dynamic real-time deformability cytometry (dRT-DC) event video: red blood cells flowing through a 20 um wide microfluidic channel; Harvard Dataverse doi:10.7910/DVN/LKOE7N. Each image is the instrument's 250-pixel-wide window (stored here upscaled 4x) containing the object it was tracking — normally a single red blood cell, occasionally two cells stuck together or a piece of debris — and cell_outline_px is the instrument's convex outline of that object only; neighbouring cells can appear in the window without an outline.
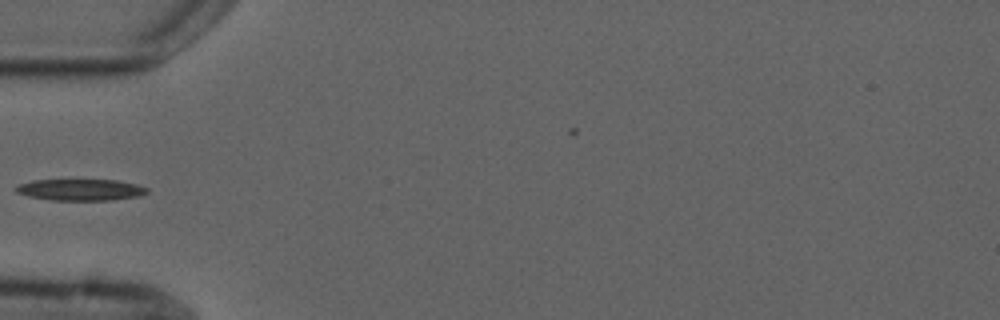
{"species": "common noctule bat (a hibernating species)", "species_latin": "Nyctalus noctula", "temperature_condition": "cold", "stored_images_in_passage": 7, "camera_frame_rate_fps": 3000, "um_per_image_px": 0.085, "animal": {"sex": "male", "forearm_length_mm": 52.5}, "frame": {"image": 1, "passage_image": 5, "time_ms": 5.667, "image_size_px": [1000, 320], "cell_outline_px": [[148, 192], [140, 196], [112, 200], [52, 200], [28, 196], [16, 192], [16, 188], [20, 184], [32, 180], [116, 180], [136, 184], [148, 188]], "centroid_in_image_um": [6.88, 16.13], "position_along_channel_um": 78.1, "area_um2": 16.3}}
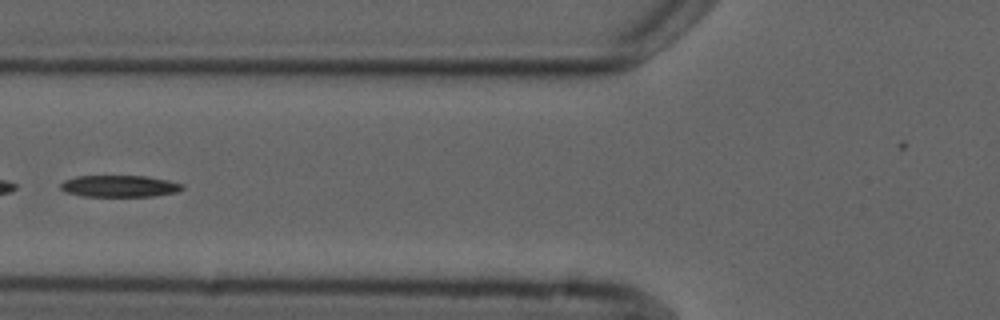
{"frame": {"image": 2, "passage_image": 6, "time_ms": 6.667, "image_size_px": [1000, 320], "cell_outline_px": [[184, 188], [180, 192], [152, 196], [84, 196], [64, 192], [60, 188], [60, 184], [64, 180], [76, 176], [148, 176], [168, 180], [184, 184]], "centroid_in_image_um": [10.18, 15.82], "position_along_channel_um": 115.6, "area_um2": 15.55}}
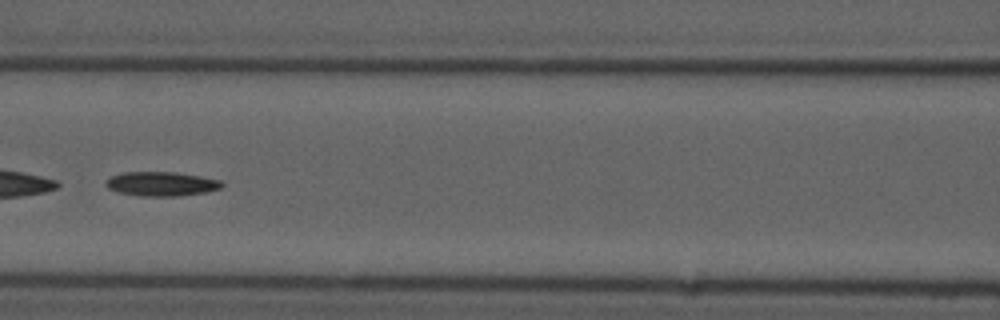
{"frame": {"image": 3, "passage_image": 7, "time_ms": 7.667, "image_size_px": [1000, 320], "cell_outline_px": [[224, 184], [220, 188], [204, 192], [176, 196], [140, 196], [116, 192], [108, 188], [104, 184], [112, 176], [124, 172], [176, 172], [200, 176], [220, 180]], "centroid_in_image_um": [13.69, 15.63], "position_along_channel_um": 152.9, "area_um2": 16.3}}